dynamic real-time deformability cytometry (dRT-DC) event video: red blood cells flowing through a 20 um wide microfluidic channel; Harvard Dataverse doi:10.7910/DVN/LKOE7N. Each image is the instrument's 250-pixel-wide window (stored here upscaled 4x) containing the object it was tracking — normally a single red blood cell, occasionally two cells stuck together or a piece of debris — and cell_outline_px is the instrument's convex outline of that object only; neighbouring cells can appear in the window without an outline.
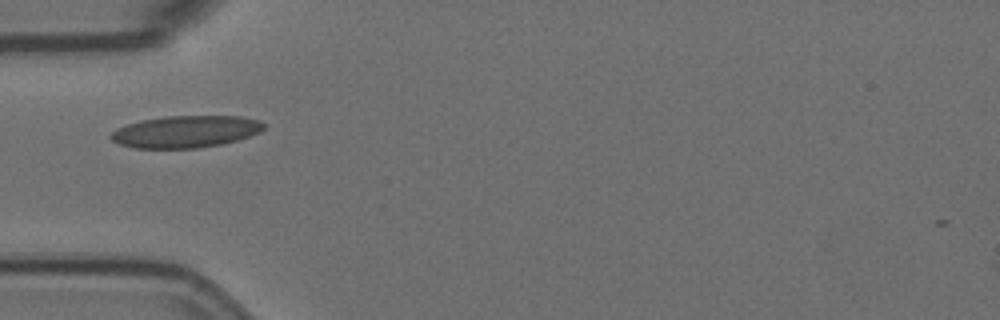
{"species": "Egyptian fruit bat (a non-hibernating species)", "species_latin": "Rousettus aegyptiacus", "temperature_condition": "room temperature", "stored_images_in_passage": 11, "camera_frame_rate_fps": 3000, "um_per_image_px": 0.085, "animal": {"sex": "female"}, "frame": {"image": 1, "passage_image": 1, "time_ms": 0.0, "image_size_px": [1000, 320], "cell_outline_px": [[264, 128], [260, 132], [236, 140], [220, 144], [196, 148], [132, 148], [120, 144], [112, 140], [108, 136], [116, 128], [140, 120], [168, 116], [240, 116], [260, 120], [264, 124]], "centroid_in_image_um": [15.75, 11.18], "position_along_channel_um": 69.2, "area_um2": 28.44}}
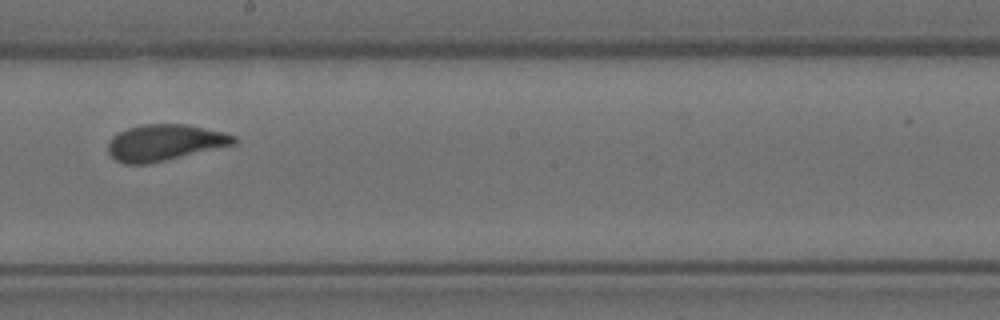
{"frame": {"image": 2, "passage_image": 5, "time_ms": 1.333, "image_size_px": [1000, 320], "cell_outline_px": [[236, 144], [148, 164], [124, 164], [116, 160], [108, 152], [108, 140], [112, 136], [128, 128], [140, 124], [184, 124], [224, 132], [236, 136]], "centroid_in_image_um": [13.98, 12.12], "position_along_channel_um": 234.2, "area_um2": 26.53}}
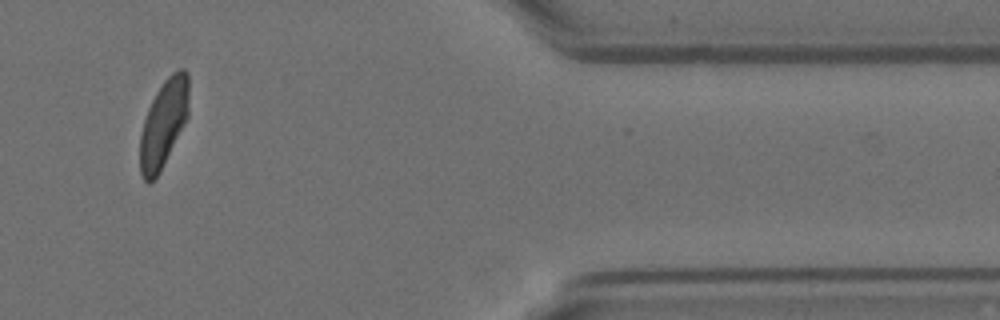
{"frame": {"image": 3, "passage_image": 10, "time_ms": 3.0, "image_size_px": [1000, 320], "cell_outline_px": [[188, 116], [160, 172], [148, 184], [144, 180], [140, 172], [140, 136], [144, 120], [148, 108], [156, 92], [164, 80], [172, 72], [180, 68], [184, 68], [188, 72]], "centroid_in_image_um": [13.9, 10.48], "position_along_channel_um": 397.5, "area_um2": 24.74}}